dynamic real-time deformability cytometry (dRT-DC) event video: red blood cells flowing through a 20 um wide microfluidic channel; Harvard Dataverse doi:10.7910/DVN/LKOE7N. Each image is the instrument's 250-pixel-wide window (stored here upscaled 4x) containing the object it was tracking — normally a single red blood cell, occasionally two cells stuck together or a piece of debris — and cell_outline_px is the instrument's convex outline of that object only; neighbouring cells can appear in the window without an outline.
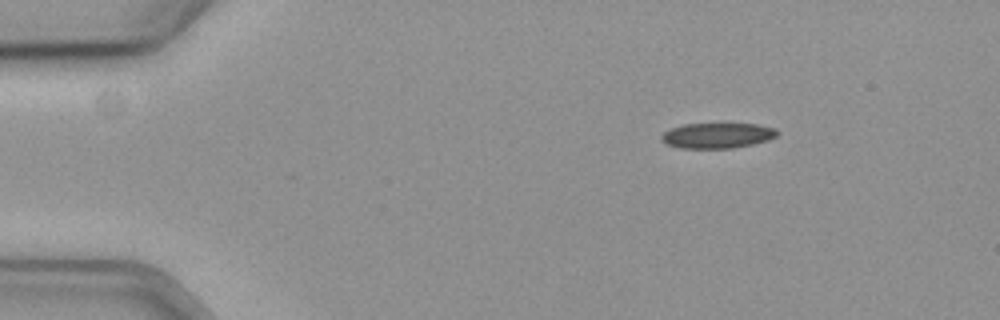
{"species": "common noctule bat (a hibernating species)", "species_latin": "Nyctalus noctula", "temperature_condition": "cold", "stored_images_in_passage": 50, "camera_frame_rate_fps": 3000, "um_per_image_px": 0.085, "animal": {"sex": "female", "body_mass_g": 19.3, "forearm_length_mm": 54.1}, "frame": {"image": 1, "passage_image": 1, "time_ms": 0.0, "image_size_px": [1000, 320], "cell_outline_px": [[780, 132], [776, 136], [768, 140], [752, 144], [732, 148], [680, 148], [668, 144], [660, 140], [660, 136], [664, 132], [672, 128], [684, 124], [756, 124], [776, 128]], "centroid_in_image_um": [60.98, 11.52], "position_along_channel_um": 24.0, "area_um2": 17.05}}
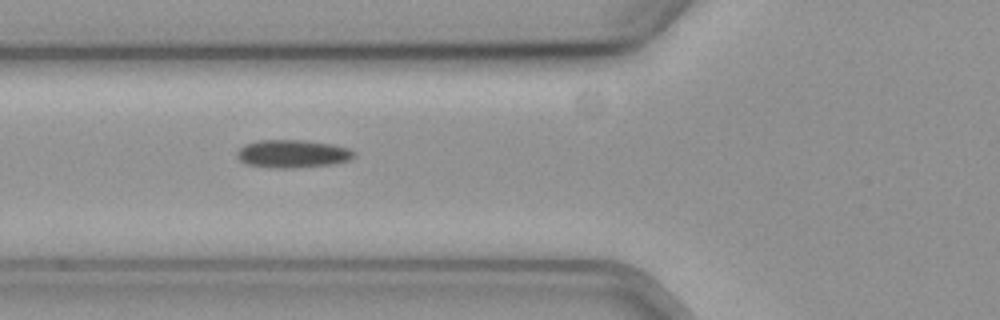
{"frame": {"image": 2, "passage_image": 14, "time_ms": 4.333, "image_size_px": [1000, 320], "cell_outline_px": [[352, 156], [348, 160], [332, 164], [292, 168], [280, 168], [248, 164], [240, 160], [236, 156], [236, 152], [244, 144], [260, 140], [304, 140], [332, 144], [348, 148], [352, 152]], "centroid_in_image_um": [24.82, 13.06], "position_along_channel_um": 101.0, "area_um2": 18.73}}
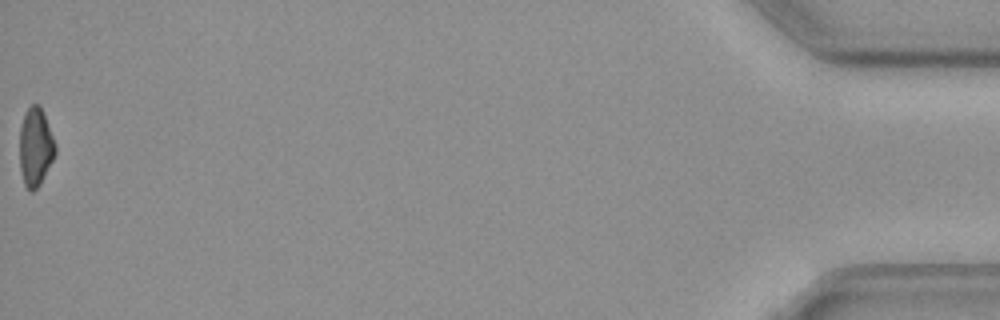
{"frame": {"image": 3, "passage_image": 50, "time_ms": 16.333, "image_size_px": [1000, 320], "cell_outline_px": [[56, 152], [40, 184], [32, 192], [24, 184], [20, 172], [20, 128], [24, 112], [32, 104], [40, 104], [56, 144]], "centroid_in_image_um": [3.01, 12.47], "position_along_channel_um": 432.2, "area_um2": 16.24}, "authors_computed_cell_mechanics": {"area_um2": 17.7157, "velocity_mm_per_s": 3.6307, "shape_relaxation_time_tau1_ms": 9.0421, "shape_relaxation_time_tau2_ms": null, "deformation_change_tau1": 0.1695, "deformation_change_tau2": null}}